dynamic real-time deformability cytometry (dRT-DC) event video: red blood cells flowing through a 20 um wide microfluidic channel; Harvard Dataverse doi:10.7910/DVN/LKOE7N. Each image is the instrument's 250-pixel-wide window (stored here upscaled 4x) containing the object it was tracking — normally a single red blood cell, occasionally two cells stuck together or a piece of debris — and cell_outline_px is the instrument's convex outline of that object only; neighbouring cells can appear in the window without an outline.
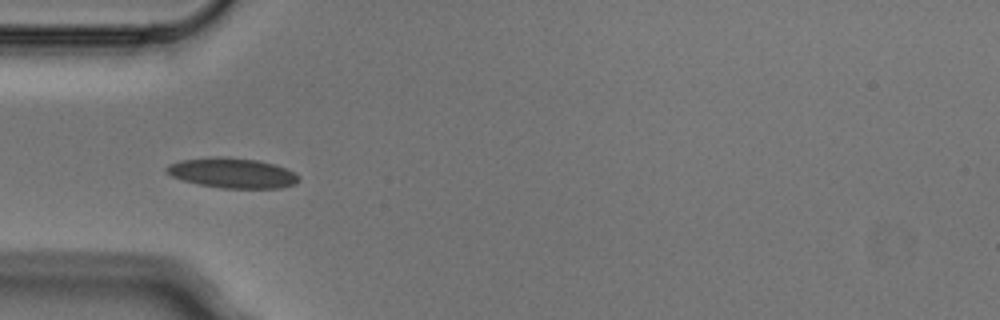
{"species": "Egyptian fruit bat (a non-hibernating species)", "species_latin": "Rousettus aegyptiacus", "temperature_condition": "cold", "stored_images_in_passage": 6, "camera_frame_rate_fps": 3000, "um_per_image_px": 0.085, "animal": {"sex": "male"}, "frame": {"image": 1, "passage_image": 4, "time_ms": 1.0, "image_size_px": [1000, 320], "cell_outline_px": [[300, 180], [296, 184], [280, 188], [220, 188], [200, 184], [184, 180], [172, 176], [164, 172], [164, 168], [168, 164], [180, 160], [216, 156], [220, 156], [256, 160], [276, 164], [300, 176]], "centroid_in_image_um": [19.73, 14.7], "position_along_channel_um": 65.3, "area_um2": 23.24}}
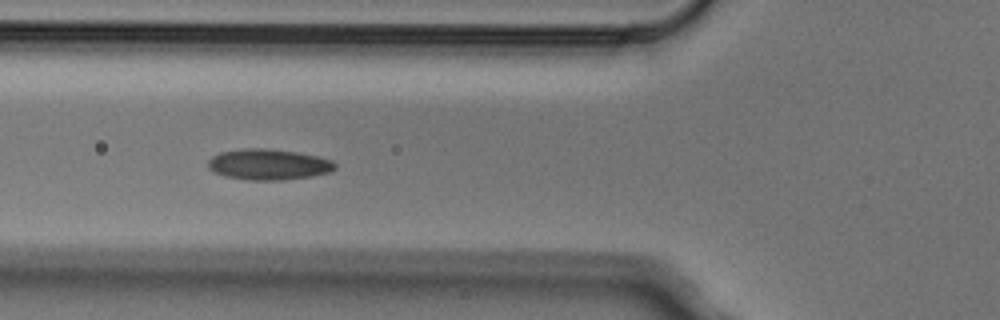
{"frame": {"image": 2, "passage_image": 5, "time_ms": 1.333, "image_size_px": [1000, 320], "cell_outline_px": [[336, 168], [332, 172], [312, 176], [284, 180], [248, 180], [224, 176], [208, 168], [208, 160], [212, 156], [220, 152], [244, 148], [264, 148], [296, 152], [320, 156], [332, 160], [336, 164]], "centroid_in_image_um": [22.85, 13.98], "position_along_channel_um": 102.9, "area_um2": 23.0}}
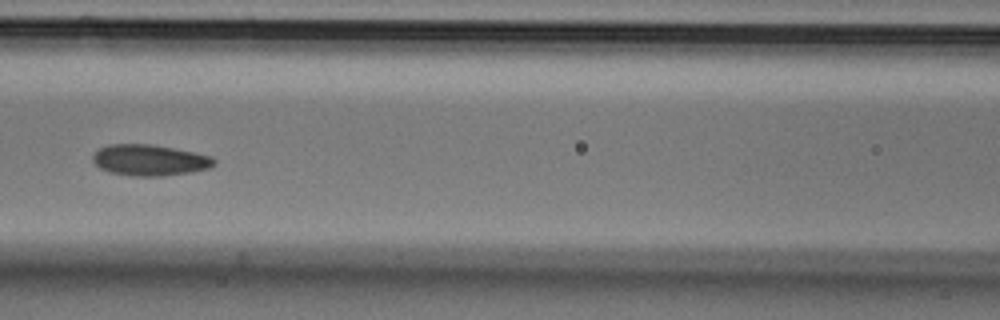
{"frame": {"image": 3, "passage_image": 6, "time_ms": 1.667, "image_size_px": [1000, 320], "cell_outline_px": [[216, 164], [208, 168], [192, 172], [160, 176], [132, 176], [112, 172], [100, 168], [92, 160], [92, 156], [100, 148], [108, 144], [152, 144], [212, 156], [216, 160]], "centroid_in_image_um": [12.73, 13.61], "position_along_channel_um": 153.9, "area_um2": 21.85}}